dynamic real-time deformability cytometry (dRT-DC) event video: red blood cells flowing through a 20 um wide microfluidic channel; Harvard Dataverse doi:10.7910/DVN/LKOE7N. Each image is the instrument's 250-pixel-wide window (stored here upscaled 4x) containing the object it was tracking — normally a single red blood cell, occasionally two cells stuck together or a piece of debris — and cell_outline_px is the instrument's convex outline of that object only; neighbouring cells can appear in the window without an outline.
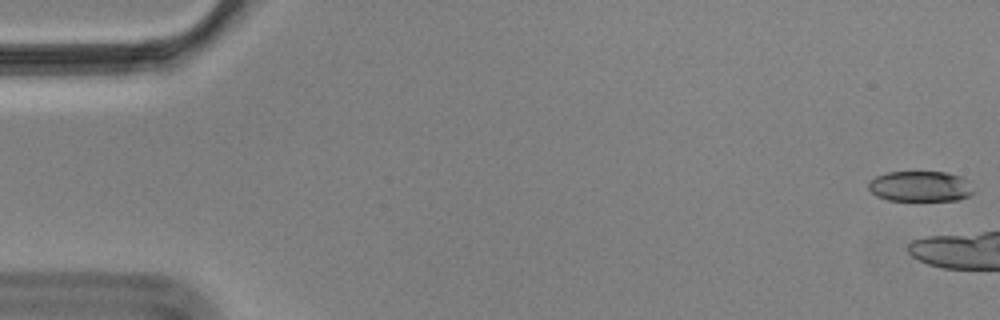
{"species": "Egyptian fruit bat (a non-hibernating species)", "species_latin": "Rousettus aegyptiacus", "temperature_condition": "cold", "stored_images_in_passage": 9, "camera_frame_rate_fps": 3000, "um_per_image_px": 0.085, "animal": {"sex": "male"}, "frame": {"image": 1, "passage_image": 1, "time_ms": 0.0, "image_size_px": [1000, 320], "cell_outline_px": [[972, 196], [956, 200], [888, 200], [876, 196], [868, 188], [868, 184], [876, 176], [888, 172], [948, 172], [960, 176], [968, 180], [972, 192]], "centroid_in_image_um": [78.23, 15.84], "position_along_channel_um": 6.8, "area_um2": 18.61}}